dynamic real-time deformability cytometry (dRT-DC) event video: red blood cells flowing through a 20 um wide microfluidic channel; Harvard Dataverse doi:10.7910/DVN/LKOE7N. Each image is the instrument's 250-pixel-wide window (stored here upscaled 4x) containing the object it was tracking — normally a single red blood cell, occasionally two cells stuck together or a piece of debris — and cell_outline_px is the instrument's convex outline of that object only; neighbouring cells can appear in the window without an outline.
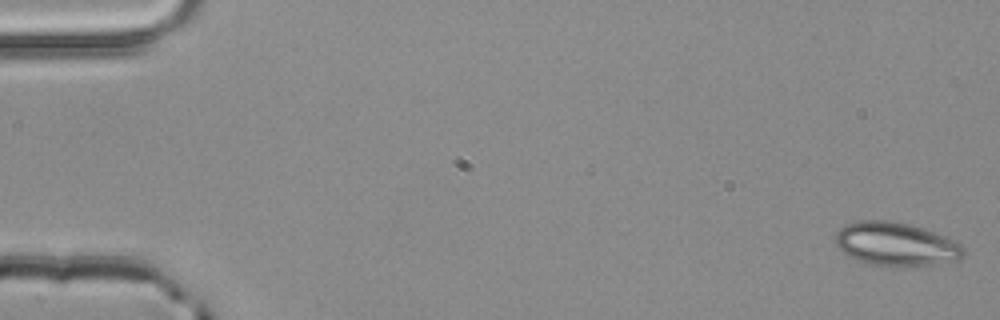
{"species": "common noctule bat (a hibernating species)", "species_latin": "Nyctalus noctula", "temperature_condition": "room temperature", "stored_images_in_passage": 4, "camera_frame_rate_fps": 3000, "um_per_image_px": 0.085, "animal": {"sex": "male", "body_mass_g": 20.4}, "frame": {"image": 1, "passage_image": 1, "time_ms": 0.0, "image_size_px": [1000, 320], "cell_outline_px": [[964, 256], [956, 260], [936, 264], [900, 268], [892, 268], [868, 264], [848, 256], [836, 244], [836, 232], [844, 224], [860, 220], [888, 220], [908, 224], [924, 228], [964, 244]], "centroid_in_image_um": [76.17, 20.77], "position_along_channel_um": 8.8, "area_um2": 33.06}}